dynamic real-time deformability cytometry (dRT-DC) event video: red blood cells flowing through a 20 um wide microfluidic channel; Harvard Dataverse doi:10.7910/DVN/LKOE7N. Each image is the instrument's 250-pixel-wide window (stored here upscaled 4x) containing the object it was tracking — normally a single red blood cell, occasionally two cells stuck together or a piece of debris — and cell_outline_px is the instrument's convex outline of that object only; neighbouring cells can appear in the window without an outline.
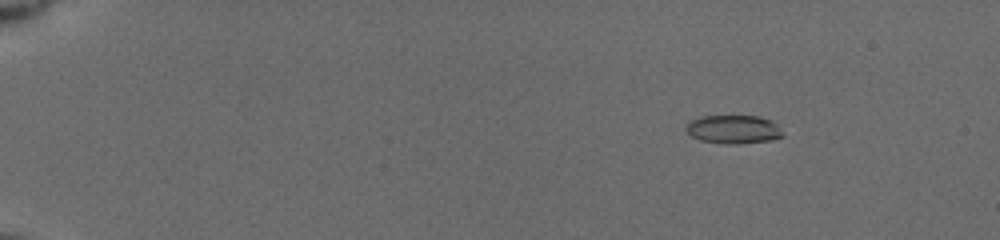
{"species": "common noctule bat (a hibernating species)", "species_latin": "Nyctalus noctula", "temperature_condition": "cold", "stored_images_in_passage": 27, "camera_frame_rate_fps": 3000, "um_per_image_px": 0.085, "animal": {"sex": "female", "body_mass_g": 19.5, "forearm_length_mm": 54.1}, "frame": {"image": 1, "passage_image": 3, "time_ms": 1.667, "image_size_px": [1000, 240], "cell_outline_px": [[784, 136], [772, 140], [736, 144], [700, 140], [692, 136], [684, 128], [692, 120], [700, 116], [760, 116], [772, 120], [784, 132]], "centroid_in_image_um": [62.4, 10.98], "position_along_channel_um": 22.6, "area_um2": 16.01}}
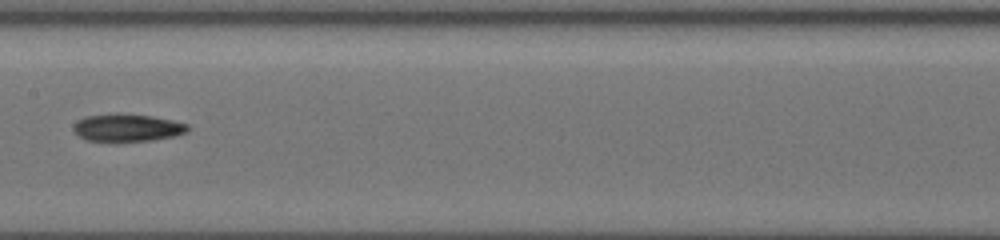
{"frame": {"image": 2, "passage_image": 13, "time_ms": 9.333, "image_size_px": [1000, 240], "cell_outline_px": [[188, 128], [184, 132], [172, 136], [148, 140], [88, 140], [80, 136], [72, 128], [80, 120], [88, 116], [120, 112], [152, 116], [172, 120], [188, 124]], "centroid_in_image_um": [10.83, 10.82], "position_along_channel_um": 196.6, "area_um2": 17.74}}
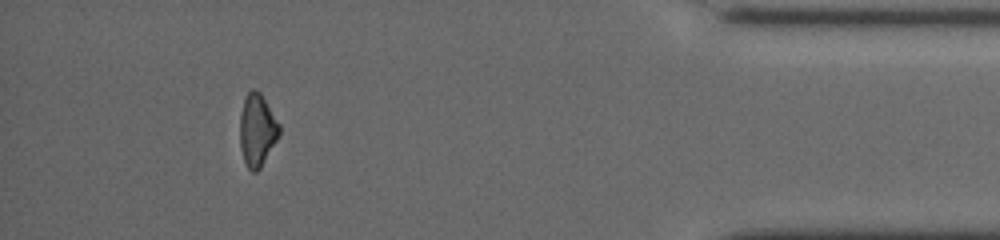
{"frame": {"image": 3, "passage_image": 24, "time_ms": 16.0, "image_size_px": [1000, 240], "cell_outline_px": [[280, 132], [276, 140], [260, 168], [256, 172], [252, 172], [248, 168], [244, 160], [240, 148], [240, 116], [244, 100], [248, 92], [252, 88], [256, 88], [260, 92], [280, 124]], "centroid_in_image_um": [21.85, 11.04], "position_along_channel_um": 413.3, "area_um2": 16.47}}